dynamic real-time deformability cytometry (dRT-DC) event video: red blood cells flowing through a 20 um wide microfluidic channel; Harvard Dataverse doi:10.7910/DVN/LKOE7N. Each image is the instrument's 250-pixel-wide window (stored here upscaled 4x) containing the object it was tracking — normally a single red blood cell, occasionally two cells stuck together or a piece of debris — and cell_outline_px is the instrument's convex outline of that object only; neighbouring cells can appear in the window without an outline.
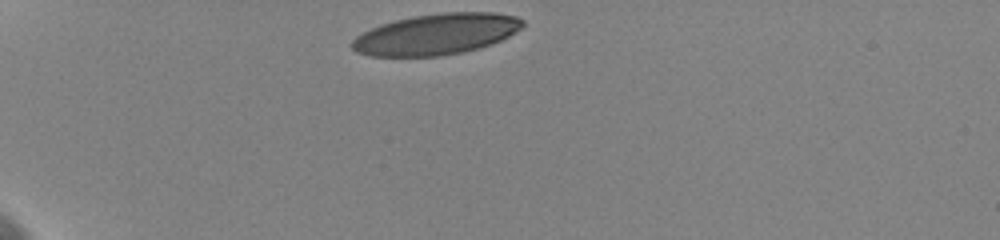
{"species": "human", "species_latin": "Homo sapiens", "temperature_condition": "cold", "stored_images_in_passage": 43, "camera_frame_rate_fps": 3000, "um_per_image_px": 0.085, "donor": {"sex": "female"}, "frame": {"image": 1, "passage_image": 1, "time_ms": 0.0, "image_size_px": [1000, 240], "cell_outline_px": [[524, 24], [516, 32], [492, 44], [460, 52], [436, 56], [368, 56], [356, 52], [352, 48], [352, 40], [356, 36], [380, 24], [396, 20], [416, 16], [444, 12], [492, 12], [516, 16], [524, 20]], "centroid_in_image_um": [37.08, 2.9], "position_along_channel_um": 47.9, "area_um2": 40.4}}